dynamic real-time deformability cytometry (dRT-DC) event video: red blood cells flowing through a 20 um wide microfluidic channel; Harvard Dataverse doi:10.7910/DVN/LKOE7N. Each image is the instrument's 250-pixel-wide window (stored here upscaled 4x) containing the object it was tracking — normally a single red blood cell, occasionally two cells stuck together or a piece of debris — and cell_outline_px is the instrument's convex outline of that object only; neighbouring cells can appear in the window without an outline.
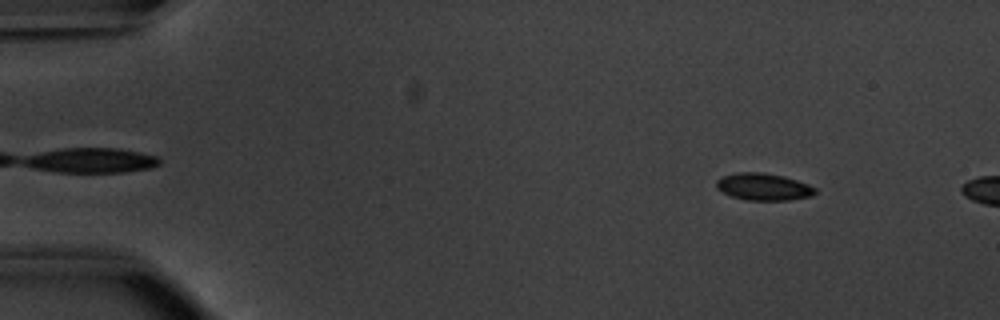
{"species": "common noctule bat (a hibernating species)", "species_latin": "Nyctalus noctula", "temperature_condition": "warm", "stored_images_in_passage": 10, "camera_frame_rate_fps": 3000, "um_per_image_px": 0.085, "animal": {"sex": "male", "body_mass_g": 20.1, "forearm_length_mm": 53.5}, "frame": {"image": 1, "passage_image": 6, "time_ms": 1.667, "image_size_px": [1000, 320], "cell_outline_px": [[816, 192], [812, 196], [788, 200], [744, 200], [732, 196], [716, 188], [716, 180], [724, 176], [736, 172], [764, 172], [784, 176], [808, 184], [816, 188]], "centroid_in_image_um": [64.9, 15.87], "position_along_channel_um": 20.1, "area_um2": 15.61}}